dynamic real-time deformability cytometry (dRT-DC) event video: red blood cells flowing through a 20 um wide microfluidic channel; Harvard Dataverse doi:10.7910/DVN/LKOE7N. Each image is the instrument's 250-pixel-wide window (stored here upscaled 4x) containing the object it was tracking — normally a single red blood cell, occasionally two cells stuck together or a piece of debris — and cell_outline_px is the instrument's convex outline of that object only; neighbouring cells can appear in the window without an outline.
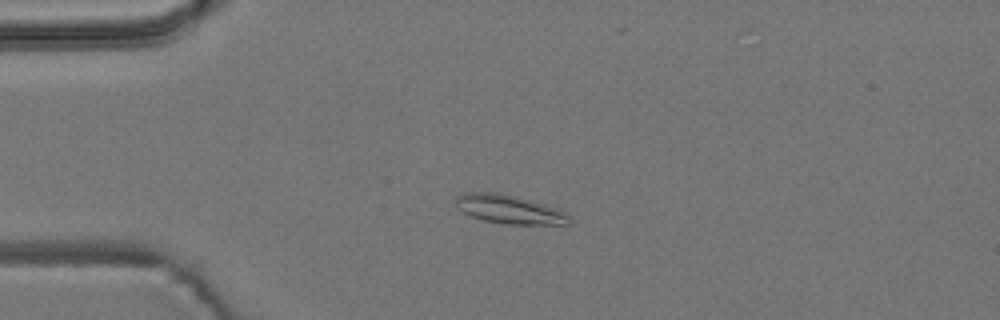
{"species": "common noctule bat (a hibernating species)", "species_latin": "Nyctalus noctula", "temperature_condition": "room temperature", "stored_images_in_passage": 13, "camera_frame_rate_fps": 3000, "um_per_image_px": 0.085, "animal": {"sex": "male", "body_mass_g": 19.2, "forearm_length_mm": 51.8}, "frame": {"image": 1, "passage_image": 2, "time_ms": 0.333, "image_size_px": [1000, 320], "cell_outline_px": [[568, 224], [504, 224], [484, 220], [472, 216], [464, 212], [456, 204], [456, 196], [464, 192], [496, 192], [516, 196], [560, 208], [568, 216]], "centroid_in_image_um": [43.29, 17.78], "position_along_channel_um": 41.7, "area_um2": 18.84}}
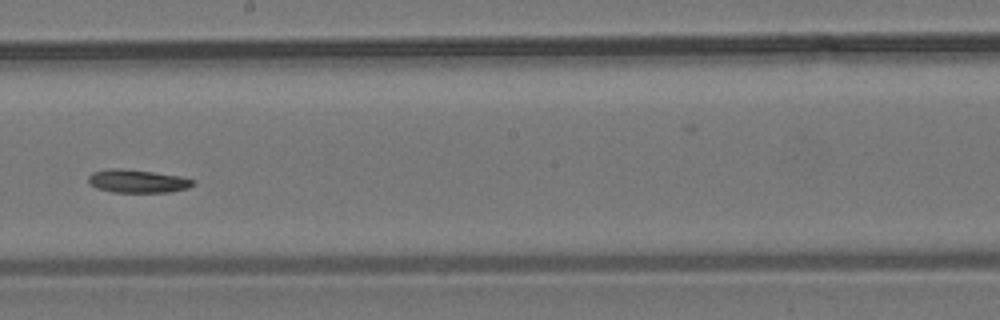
{"frame": {"image": 2, "passage_image": 7, "time_ms": 2.0, "image_size_px": [1000, 320], "cell_outline_px": [[196, 184], [188, 188], [168, 192], [112, 192], [96, 188], [88, 184], [88, 176], [92, 172], [112, 168], [120, 168], [152, 172], [180, 176], [196, 180]], "centroid_in_image_um": [11.68, 15.4], "position_along_channel_um": 236.5, "area_um2": 14.22}}
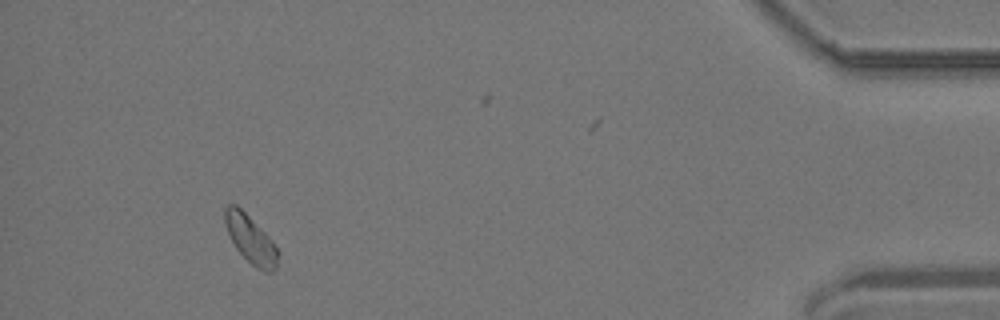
{"frame": {"image": 3, "passage_image": 12, "time_ms": 3.667, "image_size_px": [1000, 320], "cell_outline_px": [[280, 252], [276, 268], [272, 272], [264, 272], [256, 268], [236, 248], [224, 224], [224, 208], [228, 204], [236, 204], [268, 236]], "centroid_in_image_um": [21.31, 20.35], "position_along_channel_um": 413.9, "area_um2": 14.62}}